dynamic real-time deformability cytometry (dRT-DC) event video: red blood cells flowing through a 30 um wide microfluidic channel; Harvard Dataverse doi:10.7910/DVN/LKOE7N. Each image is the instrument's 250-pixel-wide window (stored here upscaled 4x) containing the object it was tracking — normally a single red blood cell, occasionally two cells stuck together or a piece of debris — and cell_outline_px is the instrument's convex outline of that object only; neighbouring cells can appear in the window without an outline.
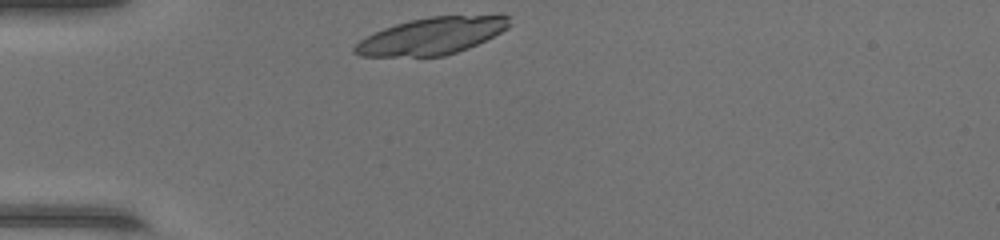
{"species": "common noctule bat (a hibernating species)", "species_latin": "Nyctalus noctula", "temperature_condition": "warm", "stored_images_in_passage": 27, "camera_frame_rate_fps": 3000, "um_per_image_px": 0.085, "animal": {"sex": "female", "body_mass_g": 17.0, "forearm_length_mm": 48.0}, "frame": {"image": 1, "passage_image": 1, "time_ms": 0.0, "image_size_px": [1000, 240], "cell_outline_px": [[512, 24], [508, 28], [468, 48], [444, 56], [360, 56], [352, 52], [352, 48], [360, 40], [384, 28], [396, 24], [428, 16], [508, 16]], "centroid_in_image_um": [36.66, 3.07], "position_along_channel_um": 48.3, "area_um2": 32.71}}
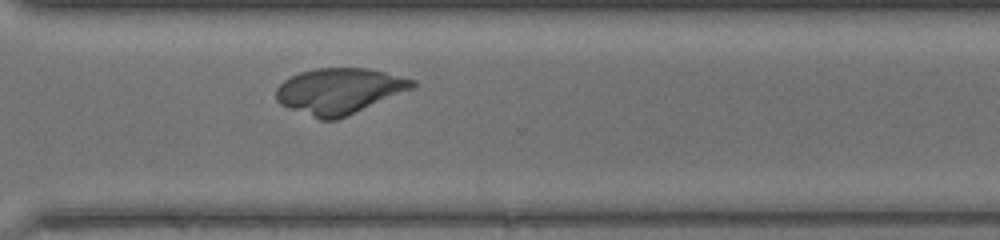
{"frame": {"image": 2, "passage_image": 23, "time_ms": 7.333, "image_size_px": [1000, 240], "cell_outline_px": [[416, 88], [336, 120], [320, 120], [288, 108], [280, 104], [276, 100], [276, 88], [284, 80], [300, 72], [316, 68], [368, 68], [416, 80]], "centroid_in_image_um": [28.85, 7.74], "position_along_channel_um": 341.7, "area_um2": 36.47}}
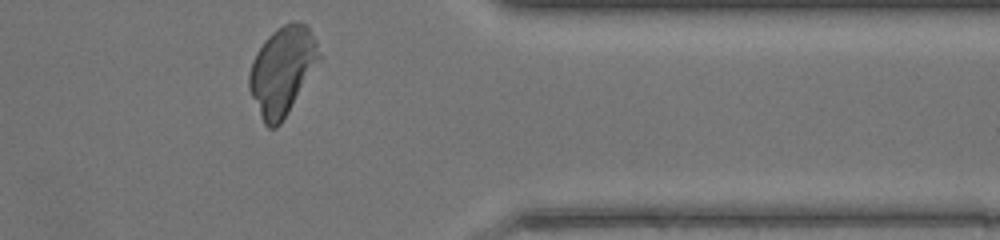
{"frame": {"image": 3, "passage_image": 27, "time_ms": 8.667, "image_size_px": [1000, 240], "cell_outline_px": [[320, 60], [288, 112], [280, 124], [276, 128], [268, 128], [264, 124], [260, 116], [248, 88], [248, 76], [256, 52], [264, 40], [272, 32], [284, 24], [292, 20], [308, 24], [316, 40], [320, 56]], "centroid_in_image_um": [23.99, 5.98], "position_along_channel_um": 387.4, "area_um2": 35.78}}